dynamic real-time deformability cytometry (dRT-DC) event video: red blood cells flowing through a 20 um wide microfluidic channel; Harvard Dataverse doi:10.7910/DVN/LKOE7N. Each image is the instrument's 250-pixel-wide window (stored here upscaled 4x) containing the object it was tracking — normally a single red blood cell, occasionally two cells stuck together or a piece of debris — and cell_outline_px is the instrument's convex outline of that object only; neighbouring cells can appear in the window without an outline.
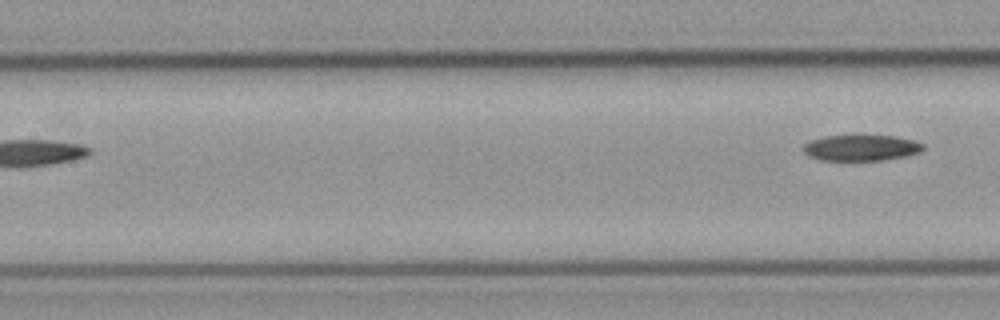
{"species": "common noctule bat (a hibernating species)", "species_latin": "Nyctalus noctula", "temperature_condition": "cold", "stored_images_in_passage": 4, "segment_of_instrument_passage": [2, 2], "camera_frame_rate_fps": 3000, "um_per_image_px": 0.085, "animal": {"sex": "male", "body_mass_g": 23.1, "forearm_length_mm": 52.7}, "frame": {"image": 1, "passage_image": 4, "time_ms": 3.667, "image_size_px": [1000, 320], "cell_outline_px": [[924, 148], [920, 152], [908, 156], [884, 160], [820, 160], [808, 156], [804, 152], [804, 144], [812, 140], [824, 136], [896, 136], [912, 140], [924, 144]], "centroid_in_image_um": [73.22, 12.57], "position_along_channel_um": 134.2, "area_um2": 18.03}}